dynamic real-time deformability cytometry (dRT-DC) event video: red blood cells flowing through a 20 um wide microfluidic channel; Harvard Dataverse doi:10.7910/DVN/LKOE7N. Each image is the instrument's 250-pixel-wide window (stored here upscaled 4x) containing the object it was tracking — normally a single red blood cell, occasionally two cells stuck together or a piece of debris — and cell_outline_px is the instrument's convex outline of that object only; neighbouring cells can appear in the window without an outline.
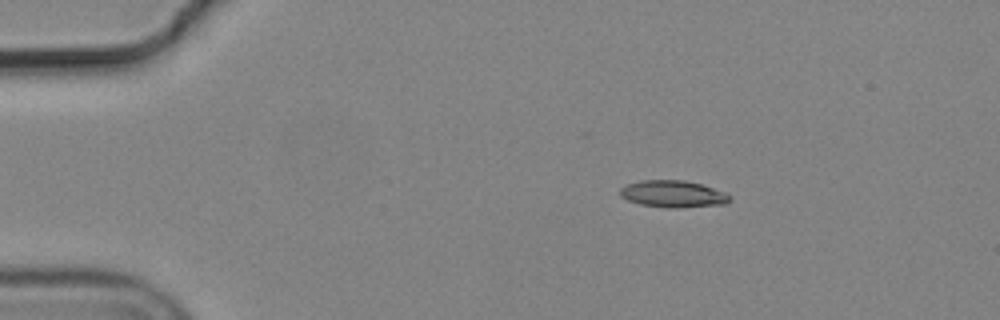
{"species": "common noctule bat (a hibernating species)", "species_latin": "Nyctalus noctula", "temperature_condition": "cold", "stored_images_in_passage": 47, "camera_frame_rate_fps": 3000, "um_per_image_px": 0.085, "animal": {"sex": "male", "body_mass_g": 19.2, "forearm_length_mm": 51.8}, "frame": {"image": 1, "passage_image": 1, "time_ms": 0.0, "image_size_px": [1000, 320], "cell_outline_px": [[732, 200], [724, 204], [676, 208], [668, 208], [640, 204], [628, 200], [620, 196], [620, 188], [628, 184], [640, 180], [684, 180], [700, 184], [724, 192], [732, 196]], "centroid_in_image_um": [57.21, 16.49], "position_along_channel_um": 27.8, "area_um2": 17.17}}
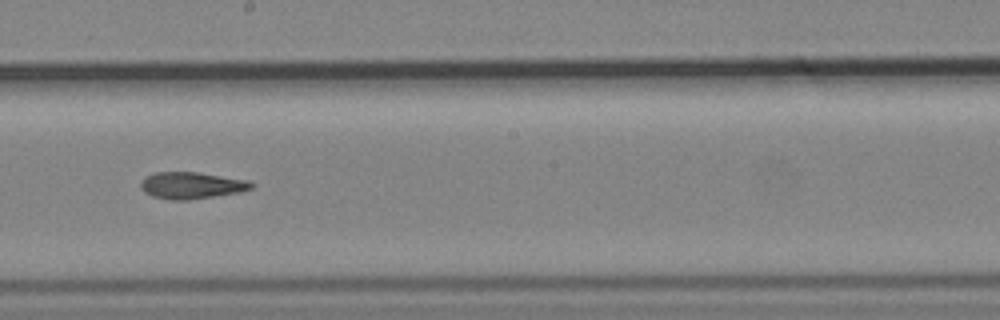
{"frame": {"image": 2, "passage_image": 23, "time_ms": 7.333, "image_size_px": [1000, 320], "cell_outline_px": [[256, 184], [252, 188], [240, 192], [188, 200], [172, 200], [152, 196], [144, 192], [140, 188], [140, 180], [144, 176], [156, 172], [196, 172], [248, 180]], "centroid_in_image_um": [16.25, 15.75], "position_along_channel_um": 232.0, "area_um2": 17.34}}
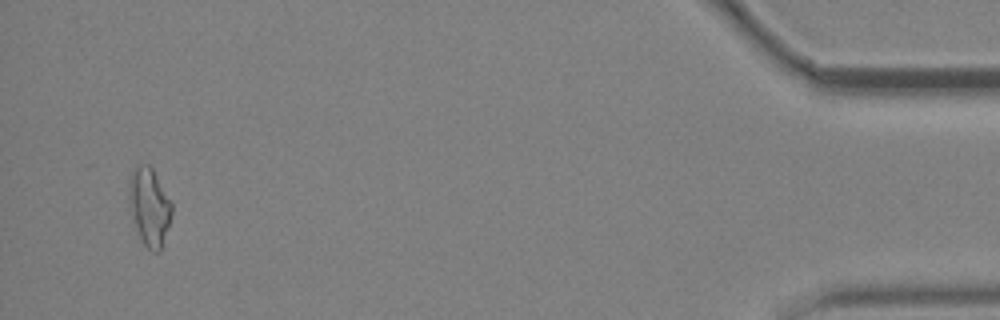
{"frame": {"image": 3, "passage_image": 45, "time_ms": 14.667, "image_size_px": [1000, 320], "cell_outline_px": [[172, 212], [160, 252], [156, 252], [148, 248], [144, 244], [140, 236], [132, 216], [128, 200], [128, 180], [132, 168], [140, 164], [148, 164], [152, 168], [172, 204]], "centroid_in_image_um": [12.66, 17.52], "position_along_channel_um": 422.5, "area_um2": 19.19}, "authors_computed_cell_mechanics": {"area_um2": 17.3978, "velocity_mm_per_s": 3.6965, "shape_relaxation_time_tau1_ms": null, "shape_relaxation_time_tau2_ms": 6.5115, "deformation_change_tau1": null, "deformation_change_tau2": 0.1555}}